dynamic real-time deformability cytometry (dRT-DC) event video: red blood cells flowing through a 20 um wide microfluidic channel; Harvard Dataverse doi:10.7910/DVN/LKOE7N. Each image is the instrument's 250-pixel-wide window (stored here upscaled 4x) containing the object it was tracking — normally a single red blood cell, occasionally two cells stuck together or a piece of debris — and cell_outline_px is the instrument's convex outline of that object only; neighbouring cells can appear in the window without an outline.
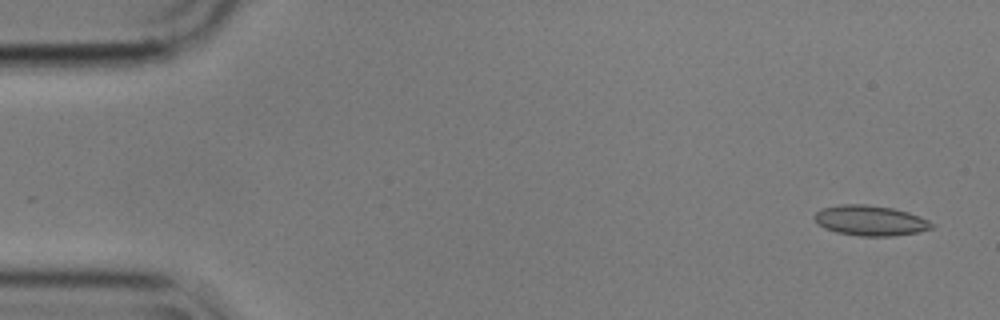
{"species": "common noctule bat (a hibernating species)", "species_latin": "Nyctalus noctula", "temperature_condition": "cold", "stored_images_in_passage": 56, "camera_frame_rate_fps": 3000, "um_per_image_px": 0.085, "animal": {"sex": "male", "body_mass_g": 17.9}, "frame": {"image": 1, "passage_image": 3, "time_ms": 0.667, "image_size_px": [1000, 320], "cell_outline_px": [[936, 224], [932, 228], [920, 232], [896, 236], [860, 236], [836, 232], [824, 228], [816, 224], [812, 216], [816, 212], [824, 208], [840, 204], [864, 204], [892, 208], [908, 212], [920, 216]], "centroid_in_image_um": [73.98, 18.75], "position_along_channel_um": 11.0, "area_um2": 20.92}}
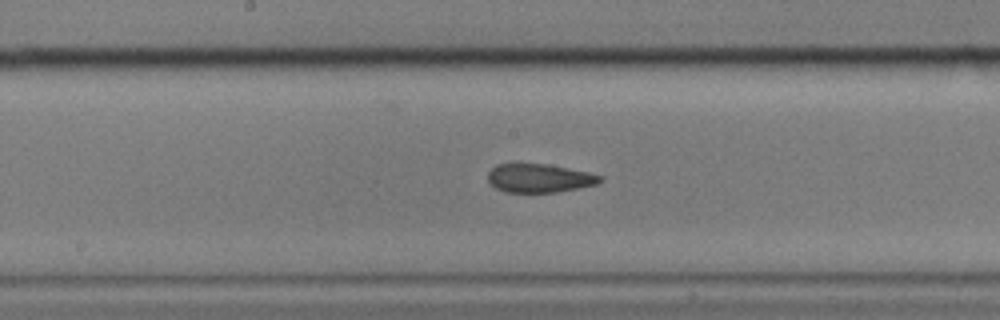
{"frame": {"image": 2, "passage_image": 29, "time_ms": 9.333, "image_size_px": [1000, 320], "cell_outline_px": [[604, 180], [596, 184], [556, 192], [504, 192], [496, 188], [488, 180], [488, 172], [496, 164], [548, 164], [588, 172], [604, 176]], "centroid_in_image_um": [45.85, 15.14], "position_along_channel_um": 202.3, "area_um2": 18.61}}
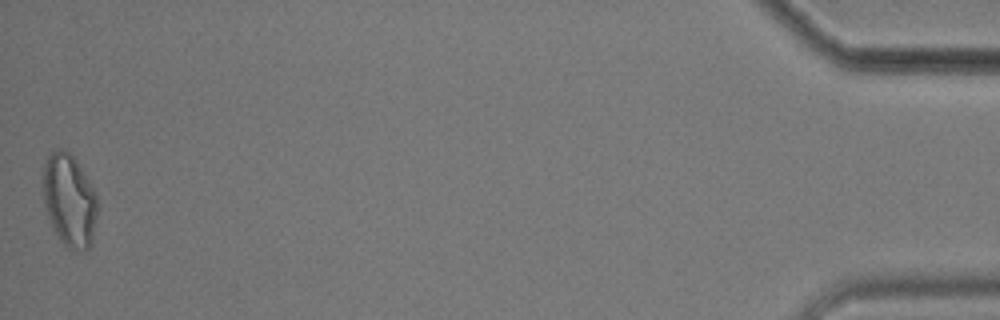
{"frame": {"image": 3, "passage_image": 56, "time_ms": 18.333, "image_size_px": [1000, 320], "cell_outline_px": [[96, 216], [92, 240], [88, 248], [80, 252], [68, 248], [60, 240], [48, 216], [44, 200], [44, 164], [48, 152], [56, 148], [64, 148], [76, 160], [88, 180], [96, 196]], "centroid_in_image_um": [5.88, 17.0], "position_along_channel_um": 429.3, "area_um2": 28.9}, "authors_computed_cell_mechanics": {"area_um2": 20.0855, "velocity_mm_per_s": 3.5621, "shape_relaxation_time_tau1_ms": null, "shape_relaxation_time_tau2_ms": 2.8833, "deformation_change_tau1": null, "deformation_change_tau2": 0.0893}}